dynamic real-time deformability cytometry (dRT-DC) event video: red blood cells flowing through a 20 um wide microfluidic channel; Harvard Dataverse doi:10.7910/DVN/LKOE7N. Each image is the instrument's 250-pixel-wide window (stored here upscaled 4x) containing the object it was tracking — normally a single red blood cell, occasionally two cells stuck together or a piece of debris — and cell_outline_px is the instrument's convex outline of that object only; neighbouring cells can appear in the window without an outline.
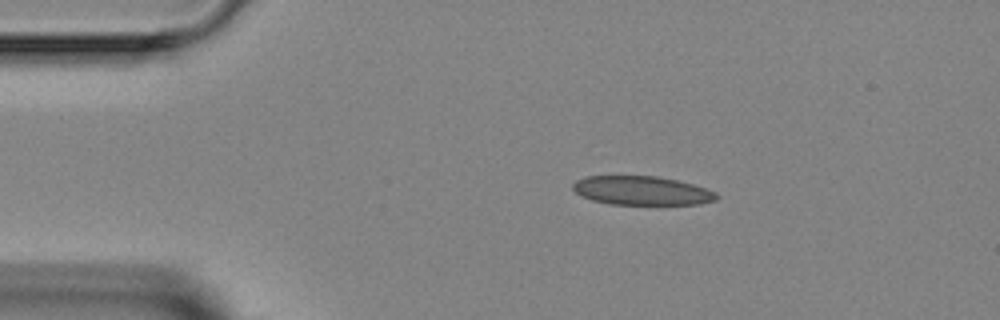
{"species": "Egyptian fruit bat (a non-hibernating species)", "species_latin": "Rousettus aegyptiacus", "temperature_condition": "room temperature", "stored_images_in_passage": 1, "camera_frame_rate_fps": 3000, "um_per_image_px": 0.085, "animal": {"sex": "female"}, "frame": {"image": 1, "passage_image": 1, "time_ms": 0.0, "image_size_px": [1000, 320], "cell_outline_px": [[720, 196], [716, 200], [700, 204], [612, 204], [592, 200], [580, 196], [572, 188], [572, 184], [576, 180], [584, 176], [656, 176], [676, 180], [692, 184], [716, 192]], "centroid_in_image_um": [54.53, 16.2], "position_along_channel_um": 30.5, "area_um2": 24.16}}